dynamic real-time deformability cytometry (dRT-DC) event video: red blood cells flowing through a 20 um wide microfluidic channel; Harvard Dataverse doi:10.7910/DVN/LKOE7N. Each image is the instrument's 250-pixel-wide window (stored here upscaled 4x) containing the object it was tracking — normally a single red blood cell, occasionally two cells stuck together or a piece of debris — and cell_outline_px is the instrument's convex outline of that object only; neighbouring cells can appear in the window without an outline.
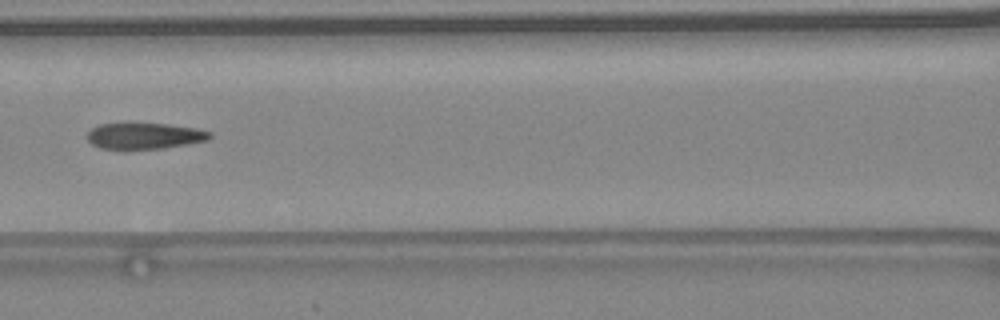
{"species": "common noctule bat (a hibernating species)", "species_latin": "Nyctalus noctula", "temperature_condition": "warm", "stored_images_in_passage": 28, "camera_frame_rate_fps": 3000, "um_per_image_px": 0.085, "animal": {"sex": "female", "body_mass_g": 24.6, "forearm_length_mm": 56.2}, "frame": {"image": 1, "passage_image": 9, "time_ms": 2.667, "image_size_px": [1000, 320], "cell_outline_px": [[212, 136], [208, 140], [188, 144], [164, 148], [124, 152], [100, 148], [92, 144], [88, 140], [88, 132], [92, 128], [100, 124], [168, 124], [200, 128], [212, 132]], "centroid_in_image_um": [12.3, 11.6], "position_along_channel_um": 154.3, "area_um2": 19.36}}